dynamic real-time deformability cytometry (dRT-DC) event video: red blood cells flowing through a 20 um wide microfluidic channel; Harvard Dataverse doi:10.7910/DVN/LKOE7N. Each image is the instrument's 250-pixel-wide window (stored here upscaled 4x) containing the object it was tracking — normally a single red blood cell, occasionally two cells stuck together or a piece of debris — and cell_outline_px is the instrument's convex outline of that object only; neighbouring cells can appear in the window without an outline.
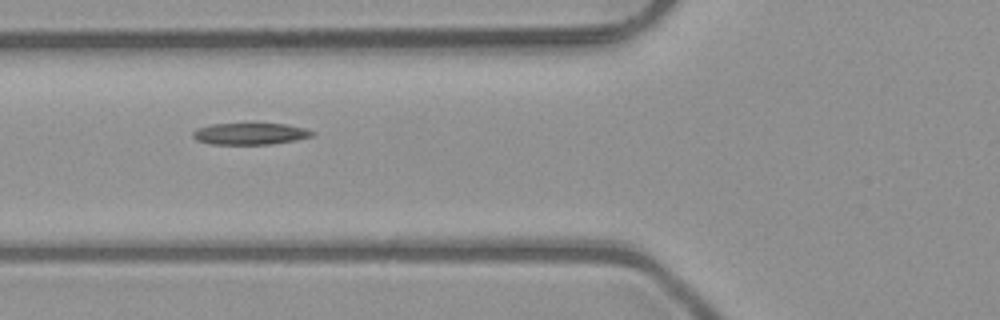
{"species": "common noctule bat (a hibernating species)", "species_latin": "Nyctalus noctula", "temperature_condition": "room temperature", "stored_images_in_passage": 8, "camera_frame_rate_fps": 3000, "um_per_image_px": 0.085, "animal": {"sex": "male", "body_mass_g": 23.1, "forearm_length_mm": 52.7}, "frame": {"image": 1, "passage_image": 6, "time_ms": 1.667, "image_size_px": [1000, 320], "cell_outline_px": [[316, 132], [312, 136], [296, 140], [272, 144], [208, 144], [196, 140], [192, 136], [192, 132], [196, 128], [212, 124], [284, 124], [304, 128]], "centroid_in_image_um": [21.23, 11.38], "position_along_channel_um": 104.6, "area_um2": 15.03}}
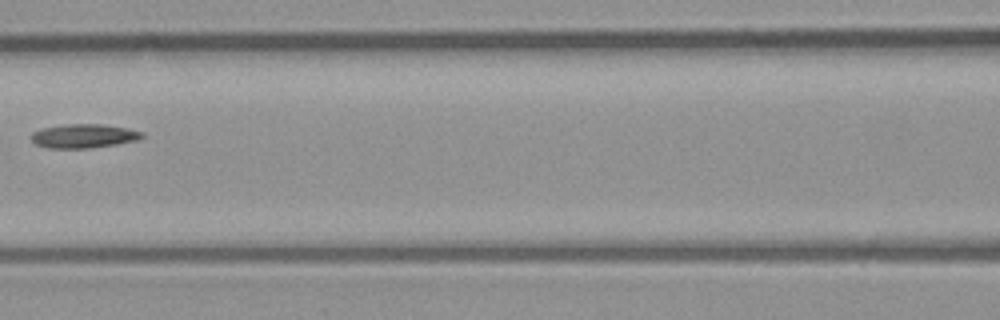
{"frame": {"image": 2, "passage_image": 7, "time_ms": 2.0, "image_size_px": [1000, 320], "cell_outline_px": [[144, 136], [136, 140], [116, 144], [88, 148], [48, 148], [36, 144], [28, 136], [32, 132], [40, 128], [64, 124], [100, 124], [128, 128], [144, 132]], "centroid_in_image_um": [7.07, 11.55], "position_along_channel_um": 159.5, "area_um2": 15.55}}
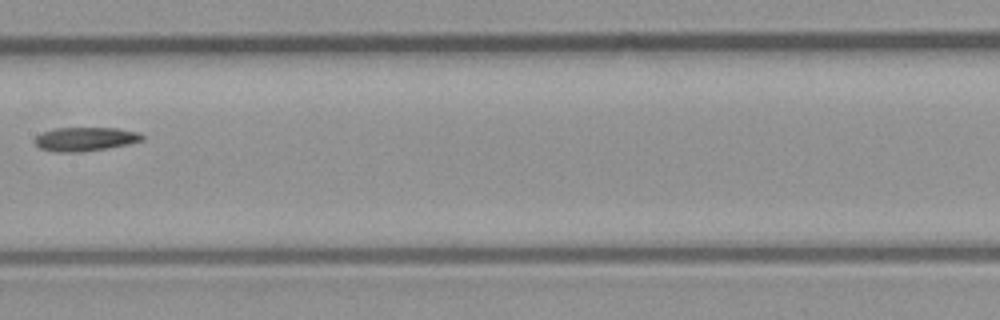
{"frame": {"image": 3, "passage_image": 8, "time_ms": 2.333, "image_size_px": [1000, 320], "cell_outline_px": [[144, 140], [128, 144], [80, 152], [52, 152], [40, 148], [36, 144], [36, 136], [44, 132], [56, 128], [116, 128], [140, 132], [144, 136]], "centroid_in_image_um": [7.27, 11.82], "position_along_channel_um": 200.1, "area_um2": 14.8}}